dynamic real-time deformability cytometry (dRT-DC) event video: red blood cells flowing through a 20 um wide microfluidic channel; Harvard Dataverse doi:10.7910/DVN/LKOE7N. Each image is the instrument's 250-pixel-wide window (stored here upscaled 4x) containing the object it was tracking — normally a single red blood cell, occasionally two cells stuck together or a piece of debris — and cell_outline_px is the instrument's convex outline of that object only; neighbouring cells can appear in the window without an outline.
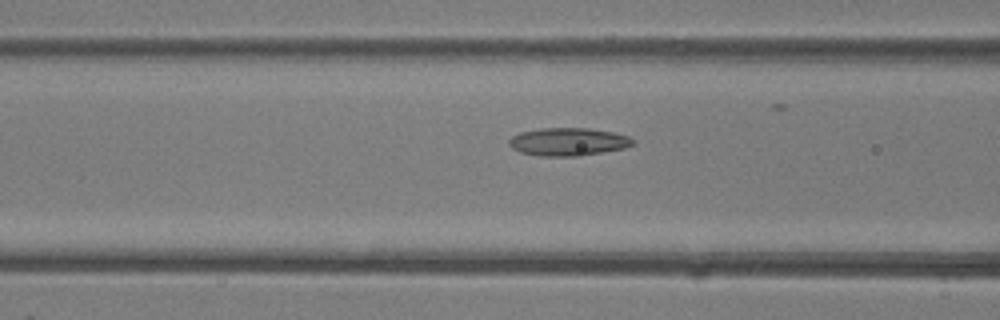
{"species": "common noctule bat (a hibernating species)", "species_latin": "Nyctalus noctula", "temperature_condition": "room temperature", "stored_images_in_passage": 15, "camera_frame_rate_fps": 3000, "um_per_image_px": 0.085, "animal": {"sex": "female"}, "frame": {"image": 1, "passage_image": 13, "time_ms": 4.0, "image_size_px": [1000, 320], "cell_outline_px": [[636, 144], [624, 148], [604, 152], [580, 156], [540, 156], [520, 152], [512, 148], [508, 144], [508, 140], [512, 136], [520, 132], [540, 128], [588, 128], [612, 132], [628, 136], [636, 140]], "centroid_in_image_um": [48.31, 12.05], "position_along_channel_um": 118.3, "area_um2": 20.35}}